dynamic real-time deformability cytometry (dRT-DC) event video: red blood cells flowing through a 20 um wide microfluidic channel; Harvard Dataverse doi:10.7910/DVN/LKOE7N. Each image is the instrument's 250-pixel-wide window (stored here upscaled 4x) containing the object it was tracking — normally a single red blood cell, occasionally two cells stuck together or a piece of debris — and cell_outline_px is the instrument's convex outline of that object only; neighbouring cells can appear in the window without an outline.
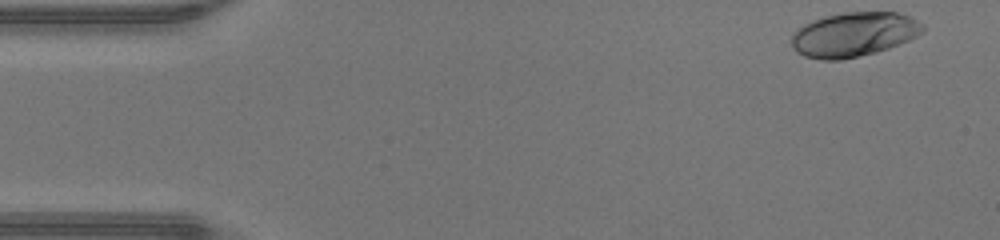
{"species": "human", "species_latin": "Homo sapiens", "temperature_condition": "warm", "stored_images_in_passage": 45, "camera_frame_rate_fps": 3000, "um_per_image_px": 0.085, "donor": {"sex": "male"}, "frame": {"image": 1, "passage_image": 1, "time_ms": 0.0, "image_size_px": [1000, 240], "cell_outline_px": [[924, 32], [908, 40], [888, 48], [876, 52], [840, 60], [820, 60], [804, 56], [796, 52], [792, 48], [792, 36], [804, 24], [812, 20], [824, 16], [844, 12], [896, 12], [908, 16], [924, 24]], "centroid_in_image_um": [72.57, 2.93], "position_along_channel_um": 12.4, "area_um2": 33.87}}
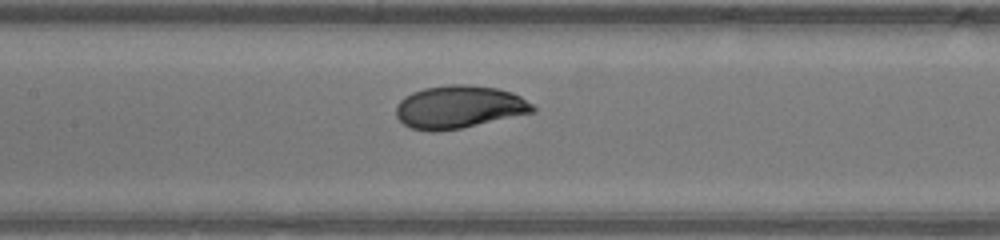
{"frame": {"image": 2, "passage_image": 20, "time_ms": 6.333, "image_size_px": [1000, 240], "cell_outline_px": [[536, 112], [460, 128], [436, 132], [432, 132], [412, 128], [404, 124], [396, 116], [396, 104], [404, 96], [412, 92], [424, 88], [452, 84], [468, 84], [496, 88], [512, 92], [520, 96], [532, 104], [536, 108]], "centroid_in_image_um": [39.01, 9.09], "position_along_channel_um": 168.4, "area_um2": 34.16}}
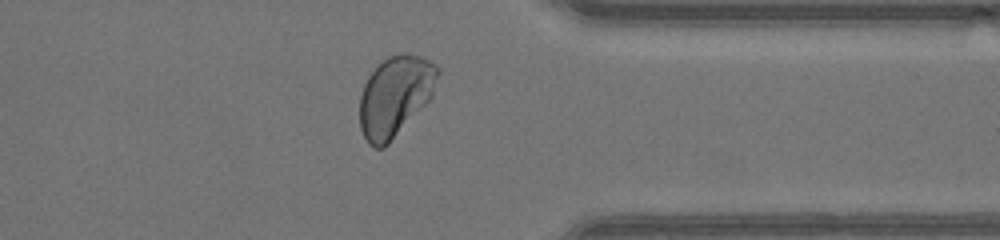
{"frame": {"image": 3, "passage_image": 35, "time_ms": 11.333, "image_size_px": [1000, 240], "cell_outline_px": [[440, 72], [432, 96], [388, 144], [384, 148], [376, 148], [368, 144], [360, 128], [360, 96], [364, 84], [368, 76], [388, 56], [400, 52], [404, 52], [420, 56], [436, 64], [440, 68]], "centroid_in_image_um": [33.59, 8.15], "position_along_channel_um": 377.8, "area_um2": 36.36}, "authors_computed_cell_mechanics": {"area_um2": 33.7552, "velocity_mm_per_s": 4.3638, "shape_relaxation_time_tau1_ms": 2.1167, "shape_relaxation_time_tau2_ms": null, "deformation_change_tau1": 0.1359, "deformation_change_tau2": null}}